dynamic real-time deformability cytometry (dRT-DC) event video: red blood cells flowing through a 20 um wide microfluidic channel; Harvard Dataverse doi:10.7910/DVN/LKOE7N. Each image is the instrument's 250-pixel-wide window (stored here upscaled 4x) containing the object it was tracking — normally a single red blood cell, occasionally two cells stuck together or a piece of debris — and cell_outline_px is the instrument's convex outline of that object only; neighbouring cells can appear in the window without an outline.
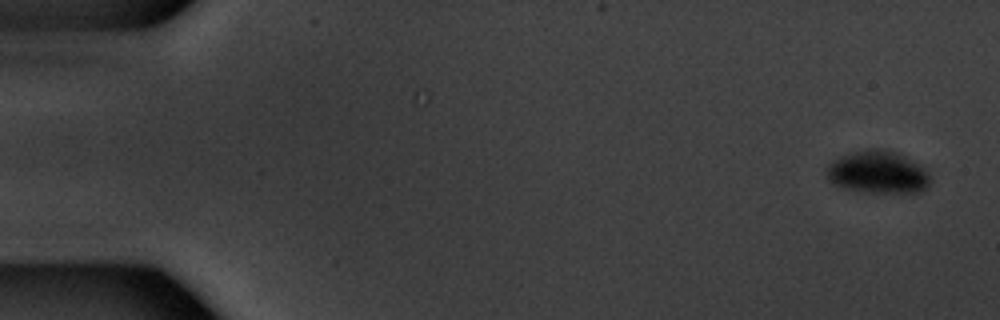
{"species": "common noctule bat (a hibernating species)", "species_latin": "Nyctalus noctula", "temperature_condition": "warm", "stored_images_in_passage": 18, "camera_frame_rate_fps": 3000, "um_per_image_px": 0.085, "animal": {"sex": "male", "body_mass_g": 20.1, "forearm_length_mm": 53.5}, "frame": {"image": 1, "passage_image": 2, "time_ms": 0.333, "image_size_px": [1000, 320], "cell_outline_px": [[928, 184], [920, 192], [864, 192], [844, 188], [832, 184], [828, 180], [828, 164], [832, 160], [840, 156], [868, 148], [896, 152], [920, 164], [924, 168], [928, 176]], "centroid_in_image_um": [74.57, 14.64], "position_along_channel_um": 10.4, "area_um2": 25.32}}
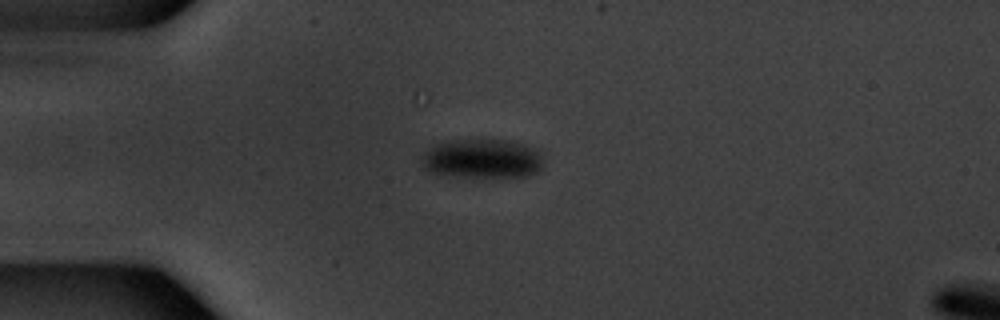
{"frame": {"image": 2, "passage_image": 14, "time_ms": 4.333, "image_size_px": [1000, 320], "cell_outline_px": [[540, 168], [536, 172], [524, 176], [436, 176], [424, 168], [420, 156], [428, 148], [436, 144], [452, 140], [504, 140], [524, 144], [540, 152]], "centroid_in_image_um": [40.88, 13.49], "position_along_channel_um": 44.1, "area_um2": 27.63}}